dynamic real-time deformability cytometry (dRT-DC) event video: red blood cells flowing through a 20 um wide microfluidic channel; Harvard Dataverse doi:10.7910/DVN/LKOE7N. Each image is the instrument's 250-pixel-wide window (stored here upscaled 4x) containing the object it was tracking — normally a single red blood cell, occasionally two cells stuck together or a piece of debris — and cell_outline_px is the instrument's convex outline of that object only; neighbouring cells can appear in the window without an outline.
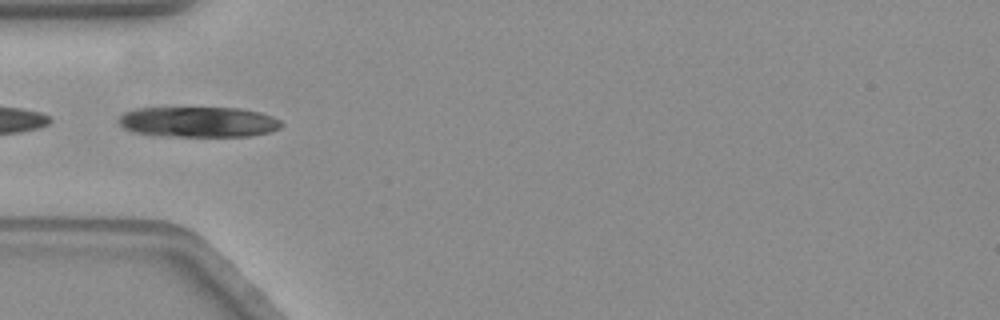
{"species": "common noctule bat (a hibernating species)", "species_latin": "Nyctalus noctula", "temperature_condition": "warm", "stored_images_in_passage": 30, "camera_frame_rate_fps": 3000, "um_per_image_px": 0.085, "animal": {"sex": "female", "body_mass_g": 19.3, "forearm_length_mm": 54.1}, "frame": {"image": 1, "passage_image": 8, "time_ms": 2.333, "image_size_px": [1000, 320], "cell_outline_px": [[284, 124], [280, 128], [268, 132], [252, 136], [156, 136], [132, 132], [124, 128], [120, 124], [120, 116], [124, 112], [136, 108], [240, 108], [260, 112], [272, 116], [280, 120]], "centroid_in_image_um": [16.87, 10.37], "position_along_channel_um": 68.1, "area_um2": 29.02}}
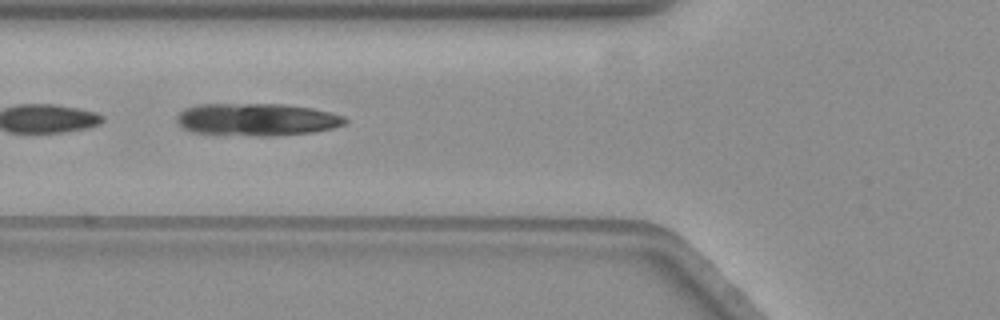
{"frame": {"image": 2, "passage_image": 11, "time_ms": 3.333, "image_size_px": [1000, 320], "cell_outline_px": [[348, 120], [344, 124], [332, 128], [312, 132], [276, 136], [256, 136], [192, 132], [184, 128], [176, 120], [176, 116], [184, 108], [196, 104], [284, 104], [312, 108], [344, 116]], "centroid_in_image_um": [21.81, 10.15], "position_along_channel_um": 104.0, "area_um2": 31.85}}